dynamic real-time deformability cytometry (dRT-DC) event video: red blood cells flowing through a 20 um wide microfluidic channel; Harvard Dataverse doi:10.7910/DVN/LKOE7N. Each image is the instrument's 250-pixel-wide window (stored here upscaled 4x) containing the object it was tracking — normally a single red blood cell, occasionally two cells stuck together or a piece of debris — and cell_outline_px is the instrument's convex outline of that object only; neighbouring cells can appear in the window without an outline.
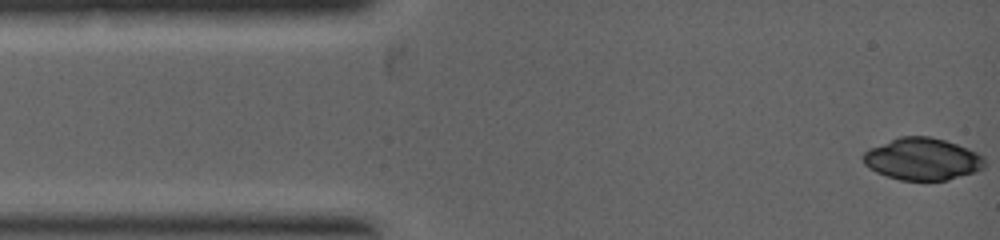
{"species": "common noctule bat (a hibernating species)", "species_latin": "Nyctalus noctula", "temperature_condition": "warm", "stored_images_in_passage": 10, "camera_frame_rate_fps": 5000, "um_per_image_px": 0.085, "animal": {"sex": "female", "body_mass_g": 19.0, "forearm_length_mm": 53.3}, "frame": {"image": 1, "passage_image": 1, "time_ms": 0.0, "image_size_px": [1000, 240], "cell_outline_px": [[984, 168], [948, 180], [900, 180], [876, 172], [868, 168], [864, 164], [860, 156], [868, 148], [900, 136], [928, 136], [944, 140], [968, 148], [984, 156]], "centroid_in_image_um": [78.35, 13.51], "position_along_channel_um": 6.6, "area_um2": 29.82}}